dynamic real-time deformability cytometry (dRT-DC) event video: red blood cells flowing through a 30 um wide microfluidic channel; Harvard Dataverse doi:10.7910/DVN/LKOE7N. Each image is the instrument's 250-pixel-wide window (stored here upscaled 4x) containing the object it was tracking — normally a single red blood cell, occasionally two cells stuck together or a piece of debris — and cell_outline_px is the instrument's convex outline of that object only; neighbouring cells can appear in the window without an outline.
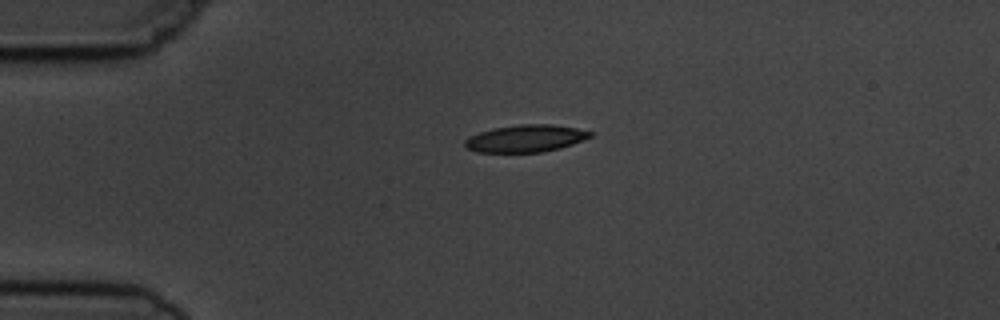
{"species": "common noctule bat (a hibernating species)", "species_latin": "Nyctalus noctula", "temperature_condition": "cold", "stored_images_in_passage": 2, "camera_frame_rate_fps": 3000, "um_per_image_px": 0.085, "animal": {"sex": "male", "body_mass_g": 19.5, "forearm_length_mm": 54.6}, "frame": {"image": 1, "passage_image": 1, "time_ms": 0.0, "image_size_px": [1000, 320], "cell_outline_px": [[592, 136], [584, 140], [560, 148], [540, 152], [476, 152], [468, 148], [464, 144], [464, 140], [480, 132], [492, 128], [520, 124], [552, 124], [576, 128], [592, 132]], "centroid_in_image_um": [44.69, 11.76], "position_along_channel_um": 40.3, "area_um2": 19.77}}